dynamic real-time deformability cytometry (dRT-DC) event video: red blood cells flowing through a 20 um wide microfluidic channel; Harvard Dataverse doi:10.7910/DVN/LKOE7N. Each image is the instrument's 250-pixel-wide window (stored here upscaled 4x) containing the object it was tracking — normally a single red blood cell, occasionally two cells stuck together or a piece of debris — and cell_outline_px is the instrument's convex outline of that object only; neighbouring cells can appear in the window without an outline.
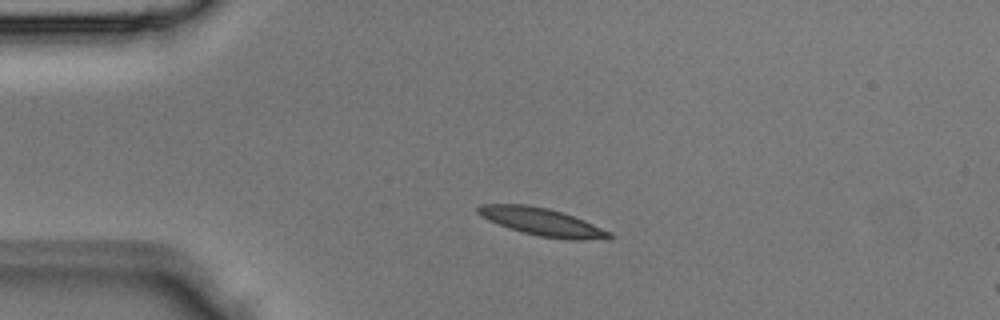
{"species": "Egyptian fruit bat (a non-hibernating species)", "species_latin": "Rousettus aegyptiacus", "temperature_condition": "room temperature", "stored_images_in_passage": 2, "camera_frame_rate_fps": 3000, "um_per_image_px": 0.085, "animal": {"sex": "male"}, "frame": {"image": 1, "passage_image": 1, "time_ms": 0.0, "image_size_px": [1000, 320], "cell_outline_px": [[616, 236], [580, 240], [572, 240], [540, 236], [524, 232], [488, 220], [480, 216], [476, 212], [476, 208], [480, 204], [528, 204], [548, 208], [564, 212], [584, 220], [612, 232]], "centroid_in_image_um": [46.06, 18.83], "position_along_channel_um": 38.9, "area_um2": 20.98}}
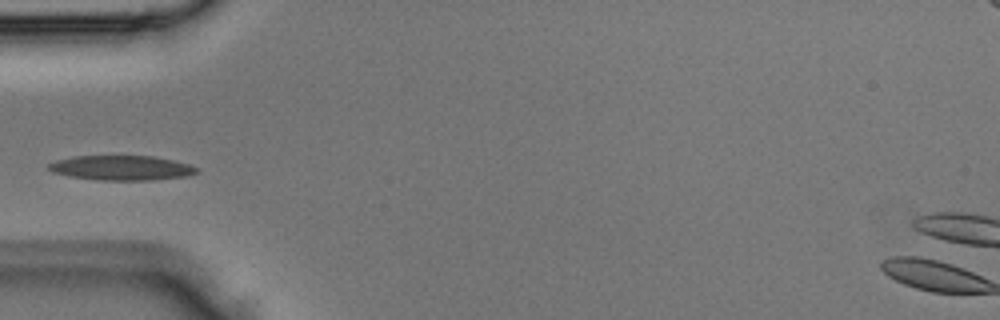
{"frame": {"image": 2, "passage_image": 2, "time_ms": 0.333, "image_size_px": [1000, 320], "cell_outline_px": [[200, 172], [188, 176], [152, 180], [100, 180], [68, 176], [52, 172], [48, 168], [48, 164], [56, 160], [72, 156], [156, 156], [188, 164], [200, 168]], "centroid_in_image_um": [10.35, 14.27], "position_along_channel_um": 74.6, "area_um2": 21.5}}